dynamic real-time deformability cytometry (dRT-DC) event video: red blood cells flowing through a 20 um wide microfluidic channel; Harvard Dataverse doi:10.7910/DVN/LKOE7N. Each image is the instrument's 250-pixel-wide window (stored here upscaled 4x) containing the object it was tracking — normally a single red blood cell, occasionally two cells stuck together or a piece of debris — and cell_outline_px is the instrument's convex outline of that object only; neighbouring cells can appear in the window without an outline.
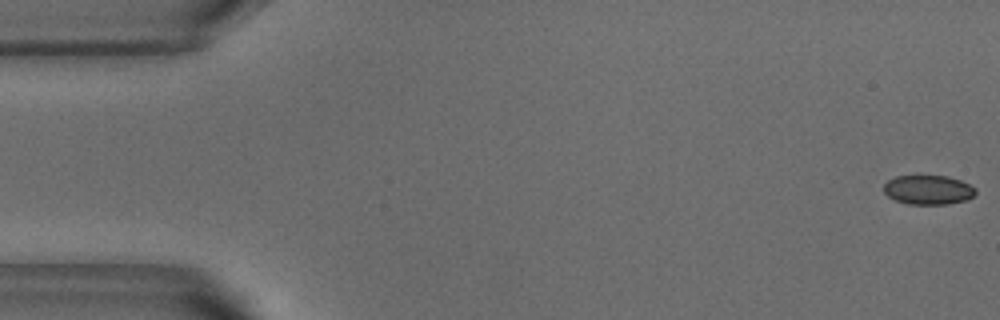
{"species": "common noctule bat (a hibernating species)", "species_latin": "Nyctalus noctula", "temperature_condition": "warm", "stored_images_in_passage": 53, "camera_frame_rate_fps": 3000, "um_per_image_px": 0.085, "animal": {"sex": "male", "body_mass_g": 18.8}, "frame": {"image": 1, "passage_image": 1, "time_ms": 0.0, "image_size_px": [1000, 320], "cell_outline_px": [[976, 192], [968, 200], [948, 204], [908, 204], [896, 200], [888, 196], [884, 192], [884, 184], [888, 180], [896, 176], [948, 176], [960, 180], [976, 188]], "centroid_in_image_um": [78.91, 16.14], "position_along_channel_um": 6.1, "area_um2": 15.66}}
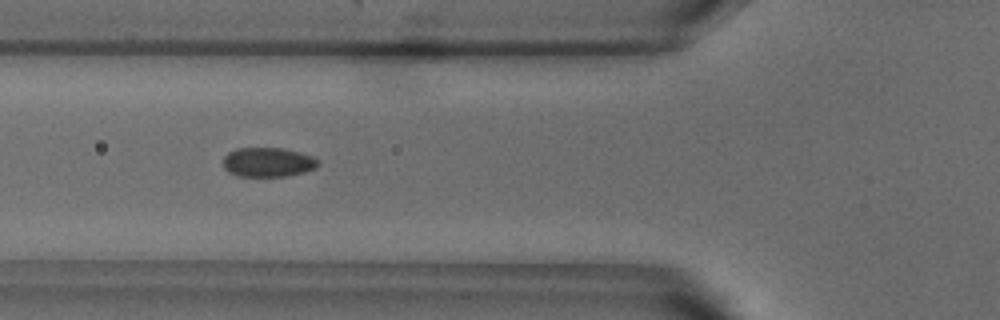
{"frame": {"image": 2, "passage_image": 19, "time_ms": 6.0, "image_size_px": [1000, 320], "cell_outline_px": [[320, 164], [316, 168], [304, 172], [288, 176], [236, 176], [228, 172], [224, 168], [224, 156], [228, 152], [236, 148], [284, 148], [312, 156], [320, 160]], "centroid_in_image_um": [22.79, 13.79], "position_along_channel_um": 103.0, "area_um2": 16.42}}
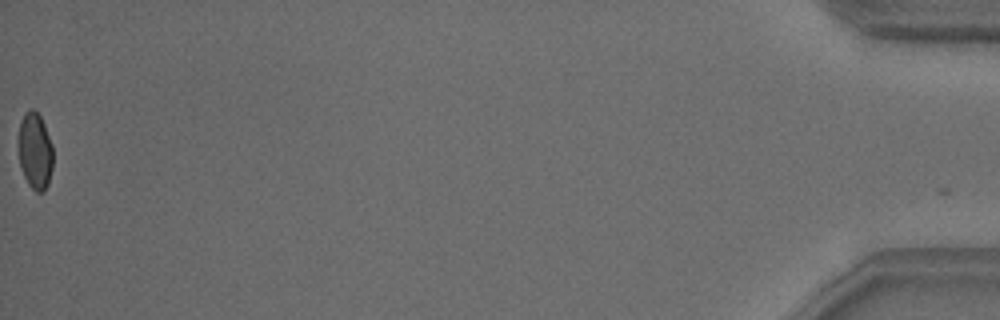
{"frame": {"image": 3, "passage_image": 53, "time_ms": 17.333, "image_size_px": [1000, 320], "cell_outline_px": [[52, 168], [48, 184], [44, 192], [36, 192], [28, 184], [24, 176], [20, 164], [16, 144], [16, 140], [20, 120], [24, 112], [28, 108], [32, 108], [40, 116], [44, 124], [52, 144]], "centroid_in_image_um": [2.93, 12.8], "position_along_channel_um": 432.3, "area_um2": 15.95}, "authors_computed_cell_mechanics": {"area_um2": 16.4152, "velocity_mm_per_s": 3.8198, "shape_relaxation_time_tau1_ms": 5.5379, "shape_relaxation_time_tau2_ms": null, "deformation_change_tau1": 0.1123, "deformation_change_tau2": null}}